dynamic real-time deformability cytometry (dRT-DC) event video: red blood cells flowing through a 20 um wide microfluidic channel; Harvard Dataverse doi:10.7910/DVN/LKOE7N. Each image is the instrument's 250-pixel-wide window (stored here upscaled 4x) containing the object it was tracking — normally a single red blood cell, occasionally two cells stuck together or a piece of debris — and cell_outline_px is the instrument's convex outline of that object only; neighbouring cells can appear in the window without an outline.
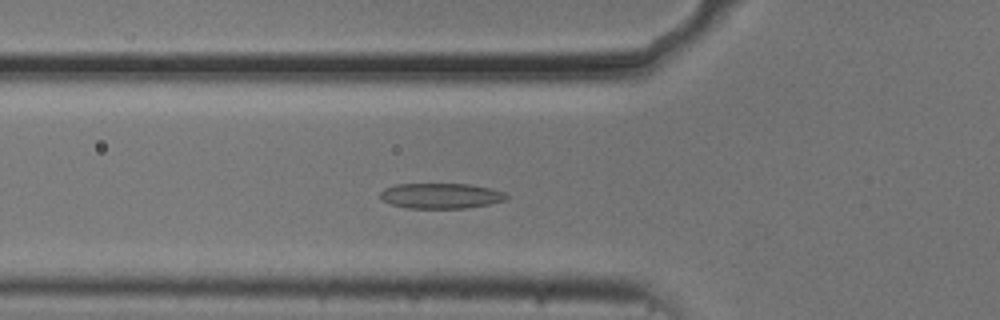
{"species": "common noctule bat (a hibernating species)", "species_latin": "Nyctalus noctula", "temperature_condition": "cold", "stored_images_in_passage": 53, "camera_frame_rate_fps": 3000, "um_per_image_px": 0.085, "animal": {"sex": "male", "body_mass_g": 20.5, "forearm_length_mm": 52.5}, "frame": {"image": 1, "passage_image": 18, "time_ms": 5.667, "image_size_px": [1000, 320], "cell_outline_px": [[508, 196], [504, 200], [488, 204], [464, 208], [408, 208], [392, 204], [380, 200], [380, 192], [384, 188], [396, 184], [468, 184], [488, 188], [504, 192]], "centroid_in_image_um": [37.41, 16.64], "position_along_channel_um": 88.4, "area_um2": 18.5}}
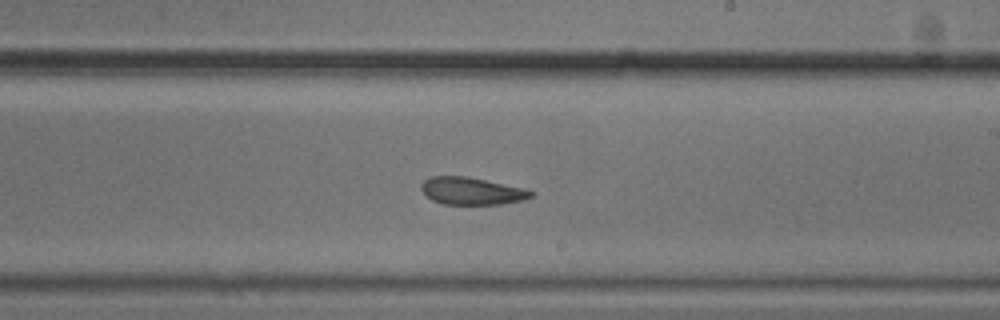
{"frame": {"image": 2, "passage_image": 31, "time_ms": 10.0, "image_size_px": [1000, 320], "cell_outline_px": [[536, 192], [532, 196], [524, 200], [500, 204], [444, 204], [432, 200], [420, 188], [420, 184], [428, 176], [464, 176], [524, 188]], "centroid_in_image_um": [40.08, 16.23], "position_along_channel_um": 248.9, "area_um2": 17.4}}
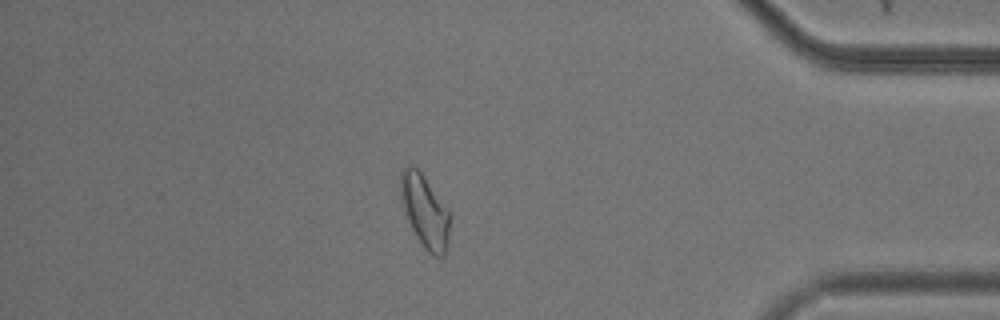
{"frame": {"image": 3, "passage_image": 46, "time_ms": 15.0, "image_size_px": [1000, 320], "cell_outline_px": [[448, 248], [444, 256], [432, 256], [424, 248], [416, 236], [404, 212], [400, 192], [400, 172], [408, 164], [412, 164], [424, 176], [448, 208]], "centroid_in_image_um": [36.1, 17.95], "position_along_channel_um": 399.1, "area_um2": 20.81}, "authors_computed_cell_mechanics": {"area_um2": 19.4786, "velocity_mm_per_s": 3.693, "shape_relaxation_time_tau1_ms": null, "shape_relaxation_time_tau2_ms": 2.8985, "deformation_change_tau1": null, "deformation_change_tau2": 0.0953}}